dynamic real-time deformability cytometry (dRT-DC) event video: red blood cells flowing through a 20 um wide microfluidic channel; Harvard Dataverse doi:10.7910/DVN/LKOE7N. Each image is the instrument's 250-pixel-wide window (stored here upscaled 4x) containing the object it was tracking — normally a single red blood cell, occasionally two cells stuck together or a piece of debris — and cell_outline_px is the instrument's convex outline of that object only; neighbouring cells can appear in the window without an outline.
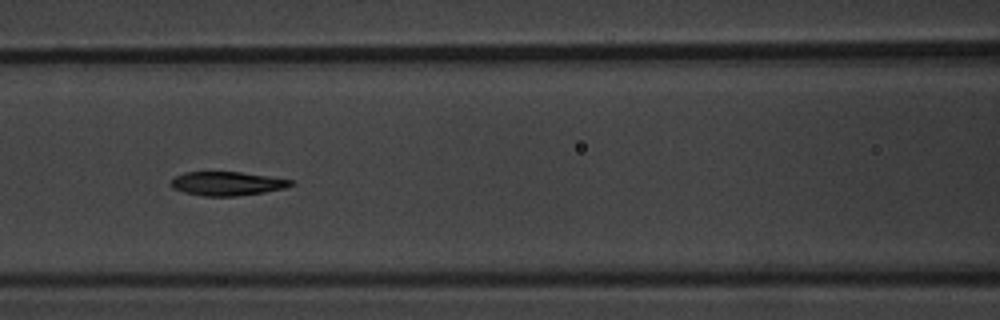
{"species": "common noctule bat (a hibernating species)", "species_latin": "Nyctalus noctula", "temperature_condition": "warm", "stored_images_in_passage": 10, "camera_frame_rate_fps": 3000, "um_per_image_px": 0.085, "animal": {"sex": "male", "body_mass_g": 20.1, "forearm_length_mm": 53.5}, "frame": {"image": 1, "passage_image": 7, "time_ms": 8.0, "image_size_px": [1000, 320], "cell_outline_px": [[296, 184], [284, 188], [264, 192], [236, 196], [204, 196], [184, 192], [172, 188], [168, 184], [176, 176], [184, 172], [240, 172], [268, 176], [292, 180]], "centroid_in_image_um": [19.29, 15.6], "position_along_channel_um": 147.3, "area_um2": 16.65}}
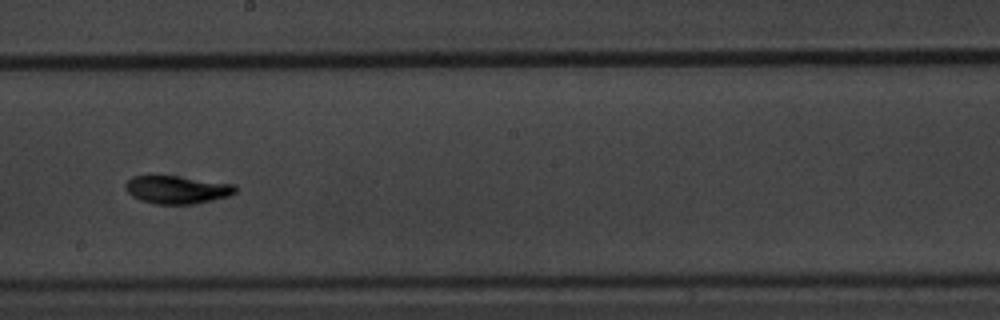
{"frame": {"image": 2, "passage_image": 9, "time_ms": 10.333, "image_size_px": [1000, 320], "cell_outline_px": [[236, 192], [228, 196], [212, 200], [192, 204], [156, 204], [140, 200], [132, 196], [124, 188], [124, 184], [132, 176], [176, 176], [236, 184]], "centroid_in_image_um": [15.03, 16.12], "position_along_channel_um": 233.2, "area_um2": 17.86}}